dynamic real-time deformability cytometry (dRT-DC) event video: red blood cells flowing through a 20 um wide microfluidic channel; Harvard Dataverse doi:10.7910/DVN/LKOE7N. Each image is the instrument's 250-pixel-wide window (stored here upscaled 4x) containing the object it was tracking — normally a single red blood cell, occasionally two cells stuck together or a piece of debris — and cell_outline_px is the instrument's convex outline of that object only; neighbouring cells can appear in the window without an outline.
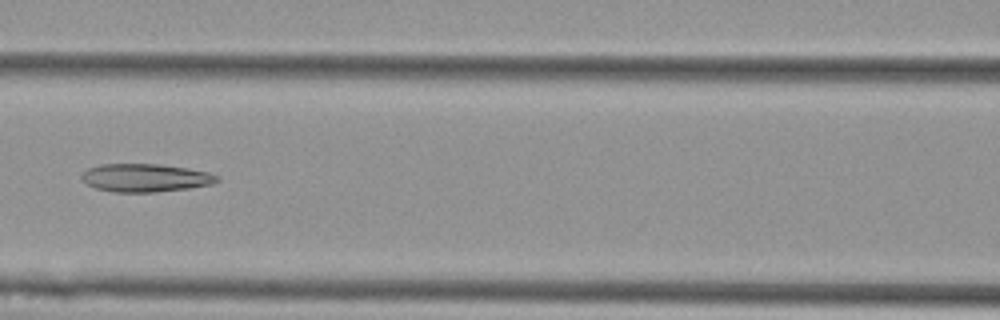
{"species": "Egyptian fruit bat (a non-hibernating species)", "species_latin": "Rousettus aegyptiacus", "temperature_condition": "cold", "stored_images_in_passage": 9, "camera_frame_rate_fps": 3000, "um_per_image_px": 0.085, "animal": {"sex": "female"}, "frame": {"image": 1, "passage_image": 6, "time_ms": 1.667, "image_size_px": [1000, 320], "cell_outline_px": [[220, 180], [212, 184], [188, 188], [152, 192], [112, 192], [96, 188], [88, 184], [80, 176], [88, 168], [100, 164], [160, 164], [188, 168], [208, 172], [220, 176]], "centroid_in_image_um": [12.38, 15.11], "position_along_channel_um": 154.2, "area_um2": 22.14}}
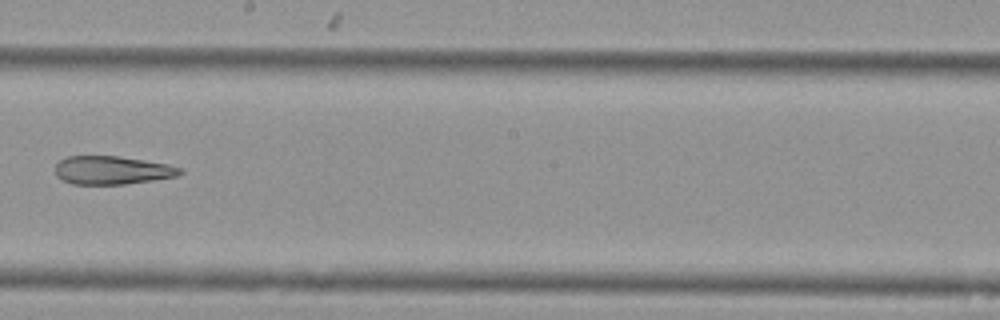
{"frame": {"image": 2, "passage_image": 8, "time_ms": 2.333, "image_size_px": [1000, 320], "cell_outline_px": [[184, 172], [176, 176], [152, 180], [124, 184], [72, 184], [56, 176], [56, 164], [60, 160], [68, 156], [116, 156], [164, 164], [180, 168]], "centroid_in_image_um": [9.48, 14.47], "position_along_channel_um": 238.7, "area_um2": 20.17}}
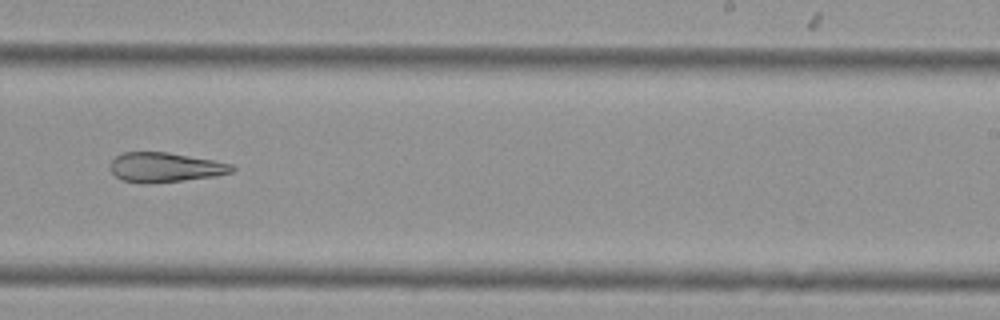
{"frame": {"image": 3, "passage_image": 9, "time_ms": 2.667, "image_size_px": [1000, 320], "cell_outline_px": [[236, 168], [232, 172], [212, 176], [180, 180], [144, 184], [120, 180], [108, 168], [112, 160], [116, 156], [124, 152], [168, 152], [212, 160], [232, 164]], "centroid_in_image_um": [13.98, 14.22], "position_along_channel_um": 275.0, "area_um2": 20.87}}